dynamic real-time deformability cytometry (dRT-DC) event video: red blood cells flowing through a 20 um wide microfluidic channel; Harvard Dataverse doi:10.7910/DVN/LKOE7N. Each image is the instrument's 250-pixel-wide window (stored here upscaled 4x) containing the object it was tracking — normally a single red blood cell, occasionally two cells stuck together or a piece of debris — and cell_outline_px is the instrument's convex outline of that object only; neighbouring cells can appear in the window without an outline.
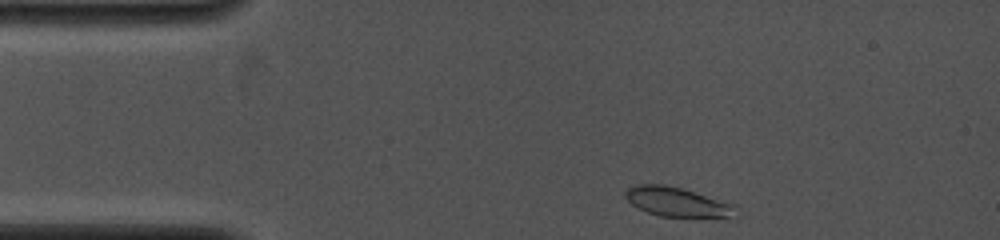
{"species": "common noctule bat (a hibernating species)", "species_latin": "Nyctalus noctula", "temperature_condition": "cold", "stored_images_in_passage": 35, "camera_frame_rate_fps": 4000, "um_per_image_px": 0.085, "animal": {"sex": "female", "body_mass_g": 19.0, "forearm_length_mm": 53.3}, "frame": {"image": 1, "passage_image": 1, "time_ms": 0.0, "image_size_px": [1000, 240], "cell_outline_px": [[740, 216], [736, 220], [660, 216], [648, 212], [632, 204], [624, 196], [624, 192], [628, 188], [636, 184], [664, 184], [680, 188], [736, 204], [740, 208]], "centroid_in_image_um": [57.78, 17.23], "position_along_channel_um": 27.2, "area_um2": 19.94}}
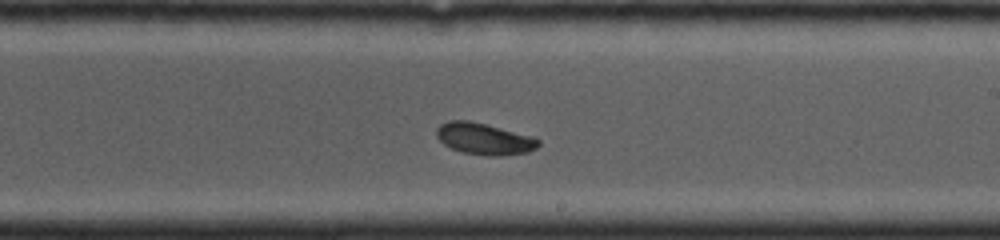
{"frame": {"image": 2, "passage_image": 18, "time_ms": 6.5, "image_size_px": [1000, 240], "cell_outline_px": [[540, 144], [536, 148], [528, 152], [500, 156], [484, 156], [464, 152], [452, 148], [444, 144], [436, 136], [436, 128], [440, 124], [448, 120], [468, 120], [532, 136], [540, 140]], "centroid_in_image_um": [41.15, 11.8], "position_along_channel_um": 247.9, "area_um2": 18.67}}
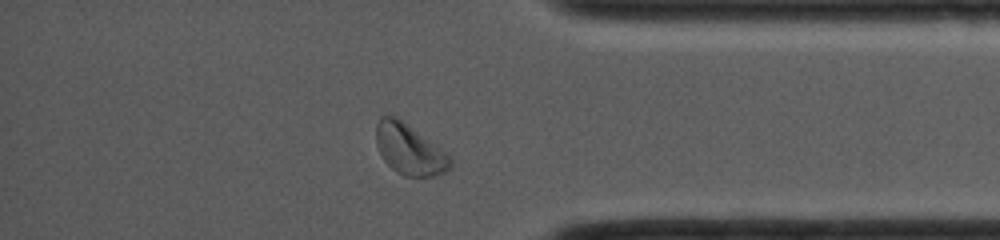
{"frame": {"image": 3, "passage_image": 31, "time_ms": 10.25, "image_size_px": [1000, 240], "cell_outline_px": [[452, 168], [436, 176], [404, 176], [396, 172], [384, 160], [376, 144], [376, 124], [380, 116], [396, 116], [436, 144], [452, 160]], "centroid_in_image_um": [34.79, 12.7], "position_along_channel_um": 400.4, "area_um2": 21.79}}